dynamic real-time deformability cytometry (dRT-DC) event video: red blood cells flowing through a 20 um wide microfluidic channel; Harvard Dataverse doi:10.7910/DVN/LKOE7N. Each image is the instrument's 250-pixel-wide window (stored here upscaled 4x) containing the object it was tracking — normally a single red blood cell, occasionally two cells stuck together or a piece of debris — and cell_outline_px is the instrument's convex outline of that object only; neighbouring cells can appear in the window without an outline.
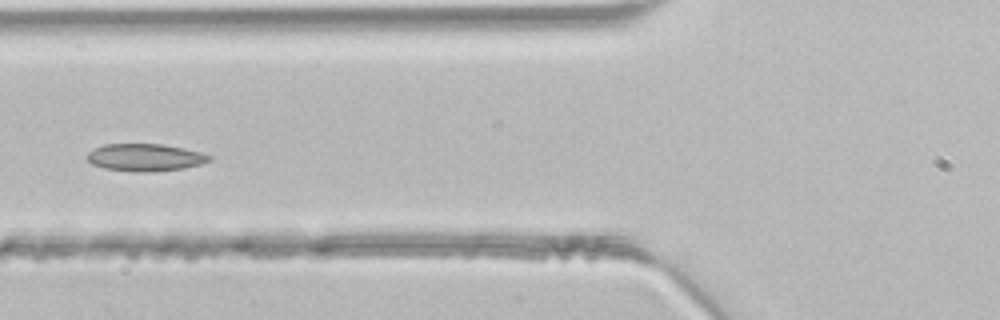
{"species": "common noctule bat (a hibernating species)", "species_latin": "Nyctalus noctula", "temperature_condition": "room temperature", "stored_images_in_passage": 48, "camera_frame_rate_fps": 3000, "um_per_image_px": 0.085, "animal": {"sex": "male", "body_mass_g": 21.5, "forearm_length_mm": 52.0}, "frame": {"image": 1, "passage_image": 19, "time_ms": 6.0, "image_size_px": [1000, 320], "cell_outline_px": [[212, 160], [200, 164], [184, 168], [148, 172], [132, 172], [104, 168], [92, 164], [84, 156], [92, 148], [104, 144], [164, 144], [184, 148], [200, 152], [212, 156]], "centroid_in_image_um": [12.3, 13.38], "position_along_channel_um": 113.5, "area_um2": 19.71}}
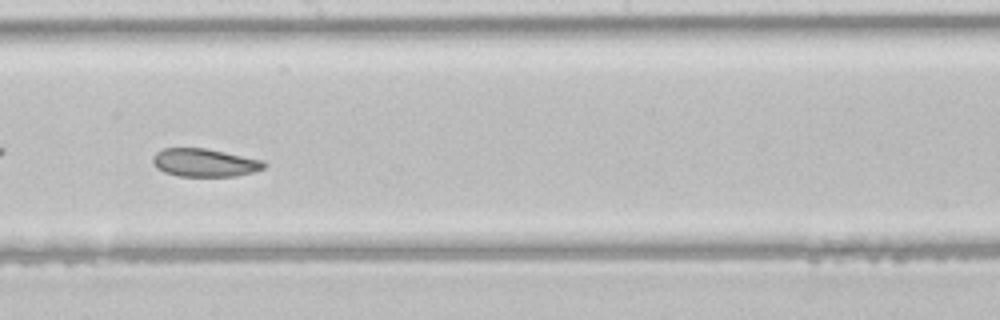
{"frame": {"image": 2, "passage_image": 27, "time_ms": 8.667, "image_size_px": [1000, 320], "cell_outline_px": [[268, 164], [264, 168], [252, 172], [236, 176], [180, 176], [164, 172], [156, 168], [152, 164], [152, 156], [156, 152], [164, 148], [204, 148], [264, 160]], "centroid_in_image_um": [17.37, 13.82], "position_along_channel_um": 230.8, "area_um2": 18.26}}
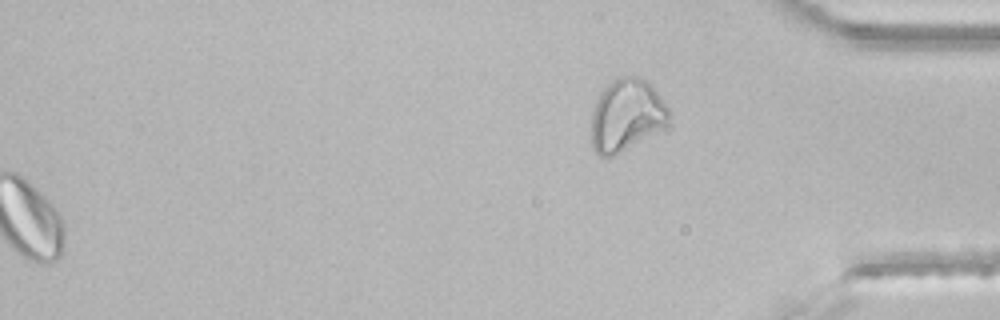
{"frame": {"image": 3, "passage_image": 48, "time_ms": 15.667, "image_size_px": [1000, 320], "cell_outline_px": [[668, 120], [664, 124], [620, 152], [612, 156], [600, 156], [592, 148], [592, 112], [596, 100], [600, 92], [612, 80], [624, 76], [640, 76], [656, 92], [668, 108]], "centroid_in_image_um": [53.17, 9.76], "position_along_channel_um": 382.0, "area_um2": 31.39}}